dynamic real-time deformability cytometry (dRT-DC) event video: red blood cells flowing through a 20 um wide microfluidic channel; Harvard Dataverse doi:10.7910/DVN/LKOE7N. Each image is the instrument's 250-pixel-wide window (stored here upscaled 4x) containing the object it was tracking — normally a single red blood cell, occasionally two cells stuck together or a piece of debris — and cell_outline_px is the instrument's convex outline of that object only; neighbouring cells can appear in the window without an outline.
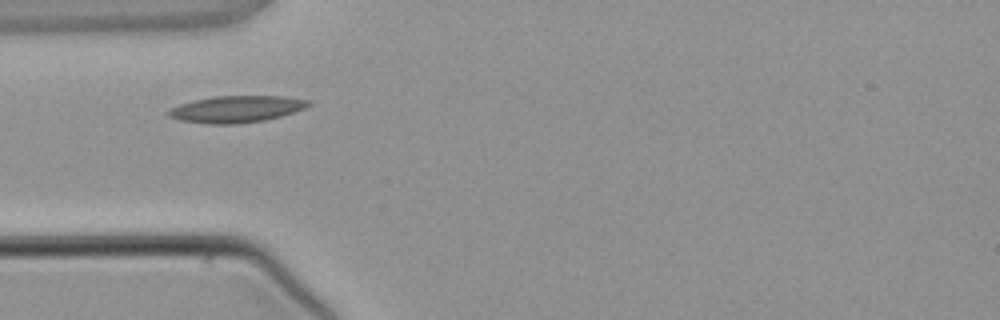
{"species": "common noctule bat (a hibernating species)", "species_latin": "Nyctalus noctula", "temperature_condition": "warm", "stored_images_in_passage": 1, "camera_frame_rate_fps": 3000, "um_per_image_px": 0.085, "animal": {"sex": "male", "body_mass_g": 21.5, "forearm_length_mm": 52.0}, "frame": {"image": 1, "passage_image": 1, "time_ms": 0.0, "image_size_px": [1000, 320], "cell_outline_px": [[312, 104], [304, 108], [280, 116], [264, 120], [236, 124], [208, 124], [180, 120], [168, 116], [168, 108], [180, 104], [196, 100], [216, 96], [284, 96], [308, 100]], "centroid_in_image_um": [20.07, 9.27], "position_along_channel_um": 64.9, "area_um2": 21.62}}